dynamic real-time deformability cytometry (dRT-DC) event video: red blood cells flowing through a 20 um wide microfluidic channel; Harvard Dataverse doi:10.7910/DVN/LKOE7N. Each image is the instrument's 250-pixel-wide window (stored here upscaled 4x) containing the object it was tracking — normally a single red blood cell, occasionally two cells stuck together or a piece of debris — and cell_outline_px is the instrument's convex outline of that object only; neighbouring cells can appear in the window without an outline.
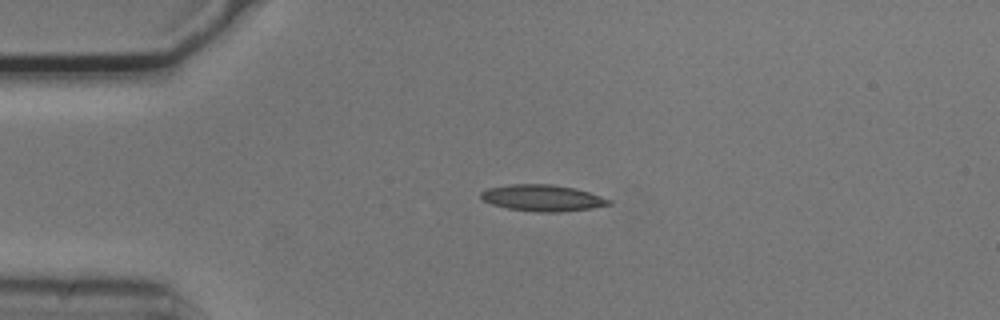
{"species": "common noctule bat (a hibernating species)", "species_latin": "Nyctalus noctula", "temperature_condition": "cold", "stored_images_in_passage": 24, "camera_frame_rate_fps": 3000, "um_per_image_px": 0.085, "animal": {"sex": "male", "body_mass_g": 20.5, "forearm_length_mm": 52.5}, "frame": {"image": 1, "passage_image": 1, "time_ms": 0.0, "image_size_px": [1000, 320], "cell_outline_px": [[612, 204], [592, 208], [556, 212], [536, 212], [508, 208], [492, 204], [484, 200], [480, 196], [480, 192], [488, 188], [512, 184], [552, 184], [576, 188], [612, 200]], "centroid_in_image_um": [46.12, 16.82], "position_along_channel_um": 38.9, "area_um2": 19.59}}
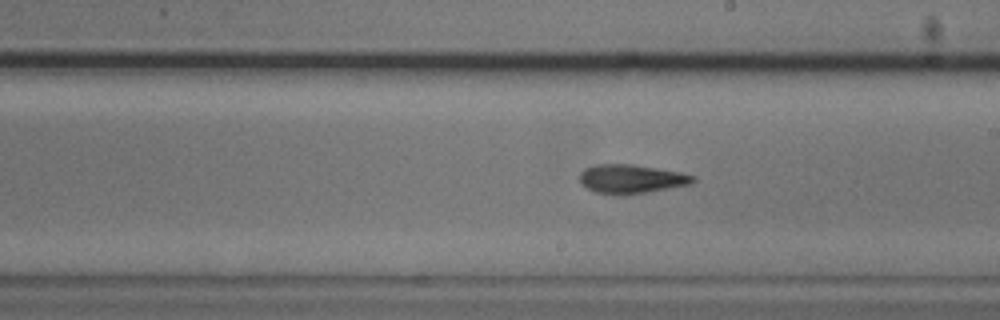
{"frame": {"image": 2, "passage_image": 19, "time_ms": 6.0, "image_size_px": [1000, 320], "cell_outline_px": [[696, 180], [692, 184], [648, 192], [592, 192], [580, 180], [580, 172], [584, 168], [596, 164], [632, 164], [680, 172], [696, 176]], "centroid_in_image_um": [53.71, 15.17], "position_along_channel_um": 235.3, "area_um2": 18.5}}
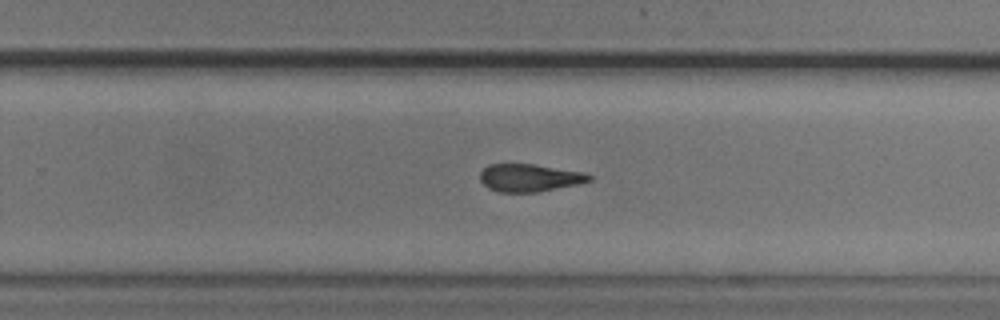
{"frame": {"image": 3, "passage_image": 23, "time_ms": 7.333, "image_size_px": [1000, 320], "cell_outline_px": [[592, 180], [580, 184], [536, 192], [500, 192], [488, 188], [480, 180], [480, 172], [488, 164], [532, 164], [584, 172], [592, 176]], "centroid_in_image_um": [45.01, 15.11], "position_along_channel_um": 284.8, "area_um2": 17.57}}